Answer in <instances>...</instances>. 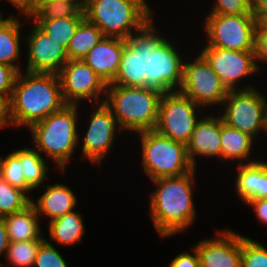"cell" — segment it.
<instances>
[{
    "label": "cell",
    "mask_w": 267,
    "mask_h": 267,
    "mask_svg": "<svg viewBox=\"0 0 267 267\" xmlns=\"http://www.w3.org/2000/svg\"><path fill=\"white\" fill-rule=\"evenodd\" d=\"M195 172L194 169L183 175L152 180L157 188L150 196L149 214L161 238L182 233L195 221L197 211L192 193Z\"/></svg>",
    "instance_id": "1"
},
{
    "label": "cell",
    "mask_w": 267,
    "mask_h": 267,
    "mask_svg": "<svg viewBox=\"0 0 267 267\" xmlns=\"http://www.w3.org/2000/svg\"><path fill=\"white\" fill-rule=\"evenodd\" d=\"M10 101L14 126L28 128L66 105L58 74L27 71L18 73Z\"/></svg>",
    "instance_id": "2"
},
{
    "label": "cell",
    "mask_w": 267,
    "mask_h": 267,
    "mask_svg": "<svg viewBox=\"0 0 267 267\" xmlns=\"http://www.w3.org/2000/svg\"><path fill=\"white\" fill-rule=\"evenodd\" d=\"M163 93L151 87L107 85L104 104L112 111L121 130H154Z\"/></svg>",
    "instance_id": "3"
},
{
    "label": "cell",
    "mask_w": 267,
    "mask_h": 267,
    "mask_svg": "<svg viewBox=\"0 0 267 267\" xmlns=\"http://www.w3.org/2000/svg\"><path fill=\"white\" fill-rule=\"evenodd\" d=\"M77 109L78 105L66 104L61 110L28 128L35 143L34 148L53 159L61 172L65 171L79 141Z\"/></svg>",
    "instance_id": "4"
},
{
    "label": "cell",
    "mask_w": 267,
    "mask_h": 267,
    "mask_svg": "<svg viewBox=\"0 0 267 267\" xmlns=\"http://www.w3.org/2000/svg\"><path fill=\"white\" fill-rule=\"evenodd\" d=\"M151 11L146 0H89L84 15L104 37L127 40L152 19Z\"/></svg>",
    "instance_id": "5"
},
{
    "label": "cell",
    "mask_w": 267,
    "mask_h": 267,
    "mask_svg": "<svg viewBox=\"0 0 267 267\" xmlns=\"http://www.w3.org/2000/svg\"><path fill=\"white\" fill-rule=\"evenodd\" d=\"M137 134L141 143L143 171L150 180L183 175L196 168L189 159L187 145L155 130Z\"/></svg>",
    "instance_id": "6"
},
{
    "label": "cell",
    "mask_w": 267,
    "mask_h": 267,
    "mask_svg": "<svg viewBox=\"0 0 267 267\" xmlns=\"http://www.w3.org/2000/svg\"><path fill=\"white\" fill-rule=\"evenodd\" d=\"M184 61L175 45L159 34L151 19L147 23L146 87L162 93L178 91L182 84Z\"/></svg>",
    "instance_id": "7"
},
{
    "label": "cell",
    "mask_w": 267,
    "mask_h": 267,
    "mask_svg": "<svg viewBox=\"0 0 267 267\" xmlns=\"http://www.w3.org/2000/svg\"><path fill=\"white\" fill-rule=\"evenodd\" d=\"M222 104L225 107L220 117L228 126L254 139L259 131L267 133V99L254 86L228 91Z\"/></svg>",
    "instance_id": "8"
},
{
    "label": "cell",
    "mask_w": 267,
    "mask_h": 267,
    "mask_svg": "<svg viewBox=\"0 0 267 267\" xmlns=\"http://www.w3.org/2000/svg\"><path fill=\"white\" fill-rule=\"evenodd\" d=\"M205 18L203 23L208 37L205 47L255 51L257 21L253 14H209Z\"/></svg>",
    "instance_id": "9"
},
{
    "label": "cell",
    "mask_w": 267,
    "mask_h": 267,
    "mask_svg": "<svg viewBox=\"0 0 267 267\" xmlns=\"http://www.w3.org/2000/svg\"><path fill=\"white\" fill-rule=\"evenodd\" d=\"M201 107L179 91L161 95L155 131L185 145L190 141Z\"/></svg>",
    "instance_id": "10"
},
{
    "label": "cell",
    "mask_w": 267,
    "mask_h": 267,
    "mask_svg": "<svg viewBox=\"0 0 267 267\" xmlns=\"http://www.w3.org/2000/svg\"><path fill=\"white\" fill-rule=\"evenodd\" d=\"M189 62H184L182 84L178 91L200 107L222 105L228 89L218 74L201 54Z\"/></svg>",
    "instance_id": "11"
},
{
    "label": "cell",
    "mask_w": 267,
    "mask_h": 267,
    "mask_svg": "<svg viewBox=\"0 0 267 267\" xmlns=\"http://www.w3.org/2000/svg\"><path fill=\"white\" fill-rule=\"evenodd\" d=\"M66 104L78 105L83 100L104 103L107 85L82 59L68 60L58 73Z\"/></svg>",
    "instance_id": "12"
},
{
    "label": "cell",
    "mask_w": 267,
    "mask_h": 267,
    "mask_svg": "<svg viewBox=\"0 0 267 267\" xmlns=\"http://www.w3.org/2000/svg\"><path fill=\"white\" fill-rule=\"evenodd\" d=\"M200 54L218 74L228 91L237 90L236 87L241 79L257 74L260 70L255 60L254 51H233L217 47H204Z\"/></svg>",
    "instance_id": "13"
},
{
    "label": "cell",
    "mask_w": 267,
    "mask_h": 267,
    "mask_svg": "<svg viewBox=\"0 0 267 267\" xmlns=\"http://www.w3.org/2000/svg\"><path fill=\"white\" fill-rule=\"evenodd\" d=\"M88 123L89 127L82 141V159L99 165L113 148L117 131L122 130L112 111L104 103L93 108Z\"/></svg>",
    "instance_id": "14"
},
{
    "label": "cell",
    "mask_w": 267,
    "mask_h": 267,
    "mask_svg": "<svg viewBox=\"0 0 267 267\" xmlns=\"http://www.w3.org/2000/svg\"><path fill=\"white\" fill-rule=\"evenodd\" d=\"M26 40L28 46L27 72L58 74L69 60L67 50L48 37L35 23Z\"/></svg>",
    "instance_id": "15"
},
{
    "label": "cell",
    "mask_w": 267,
    "mask_h": 267,
    "mask_svg": "<svg viewBox=\"0 0 267 267\" xmlns=\"http://www.w3.org/2000/svg\"><path fill=\"white\" fill-rule=\"evenodd\" d=\"M125 41L118 73L109 85L146 87L147 24Z\"/></svg>",
    "instance_id": "16"
},
{
    "label": "cell",
    "mask_w": 267,
    "mask_h": 267,
    "mask_svg": "<svg viewBox=\"0 0 267 267\" xmlns=\"http://www.w3.org/2000/svg\"><path fill=\"white\" fill-rule=\"evenodd\" d=\"M194 247L201 267H241V234L231 229L218 230Z\"/></svg>",
    "instance_id": "17"
},
{
    "label": "cell",
    "mask_w": 267,
    "mask_h": 267,
    "mask_svg": "<svg viewBox=\"0 0 267 267\" xmlns=\"http://www.w3.org/2000/svg\"><path fill=\"white\" fill-rule=\"evenodd\" d=\"M125 44L124 39L104 37L82 60L96 72L106 85H109L118 73Z\"/></svg>",
    "instance_id": "18"
},
{
    "label": "cell",
    "mask_w": 267,
    "mask_h": 267,
    "mask_svg": "<svg viewBox=\"0 0 267 267\" xmlns=\"http://www.w3.org/2000/svg\"><path fill=\"white\" fill-rule=\"evenodd\" d=\"M220 116L206 115L197 122L187 144V153L192 165L197 156L221 158ZM197 155V156H196Z\"/></svg>",
    "instance_id": "19"
},
{
    "label": "cell",
    "mask_w": 267,
    "mask_h": 267,
    "mask_svg": "<svg viewBox=\"0 0 267 267\" xmlns=\"http://www.w3.org/2000/svg\"><path fill=\"white\" fill-rule=\"evenodd\" d=\"M238 163L235 190L246 203L252 199L267 198V162L251 160L248 164Z\"/></svg>",
    "instance_id": "20"
},
{
    "label": "cell",
    "mask_w": 267,
    "mask_h": 267,
    "mask_svg": "<svg viewBox=\"0 0 267 267\" xmlns=\"http://www.w3.org/2000/svg\"><path fill=\"white\" fill-rule=\"evenodd\" d=\"M46 188L36 202L31 200V204L35 207L40 218L47 215L50 217L49 222H51L66 213L74 211L77 199L69 186L56 183L48 185Z\"/></svg>",
    "instance_id": "21"
},
{
    "label": "cell",
    "mask_w": 267,
    "mask_h": 267,
    "mask_svg": "<svg viewBox=\"0 0 267 267\" xmlns=\"http://www.w3.org/2000/svg\"><path fill=\"white\" fill-rule=\"evenodd\" d=\"M2 218L5 222L10 242L45 239L39 225L40 217L32 204L22 211L6 215Z\"/></svg>",
    "instance_id": "22"
},
{
    "label": "cell",
    "mask_w": 267,
    "mask_h": 267,
    "mask_svg": "<svg viewBox=\"0 0 267 267\" xmlns=\"http://www.w3.org/2000/svg\"><path fill=\"white\" fill-rule=\"evenodd\" d=\"M220 139V160H243L245 164H248L249 155H251L253 142L255 141L253 137L228 126L220 117Z\"/></svg>",
    "instance_id": "23"
},
{
    "label": "cell",
    "mask_w": 267,
    "mask_h": 267,
    "mask_svg": "<svg viewBox=\"0 0 267 267\" xmlns=\"http://www.w3.org/2000/svg\"><path fill=\"white\" fill-rule=\"evenodd\" d=\"M20 27L19 18L12 15L0 22V63L14 67L18 72L21 67L15 62L20 60V39H24Z\"/></svg>",
    "instance_id": "24"
},
{
    "label": "cell",
    "mask_w": 267,
    "mask_h": 267,
    "mask_svg": "<svg viewBox=\"0 0 267 267\" xmlns=\"http://www.w3.org/2000/svg\"><path fill=\"white\" fill-rule=\"evenodd\" d=\"M48 224L50 239L60 245H75L81 241L85 232L82 216L75 210L52 220Z\"/></svg>",
    "instance_id": "25"
},
{
    "label": "cell",
    "mask_w": 267,
    "mask_h": 267,
    "mask_svg": "<svg viewBox=\"0 0 267 267\" xmlns=\"http://www.w3.org/2000/svg\"><path fill=\"white\" fill-rule=\"evenodd\" d=\"M20 160L23 175L28 186L34 191L47 179L48 165L45 158L34 147L12 151Z\"/></svg>",
    "instance_id": "26"
},
{
    "label": "cell",
    "mask_w": 267,
    "mask_h": 267,
    "mask_svg": "<svg viewBox=\"0 0 267 267\" xmlns=\"http://www.w3.org/2000/svg\"><path fill=\"white\" fill-rule=\"evenodd\" d=\"M103 38L102 31L84 18L77 27L67 49L69 60L82 59Z\"/></svg>",
    "instance_id": "27"
},
{
    "label": "cell",
    "mask_w": 267,
    "mask_h": 267,
    "mask_svg": "<svg viewBox=\"0 0 267 267\" xmlns=\"http://www.w3.org/2000/svg\"><path fill=\"white\" fill-rule=\"evenodd\" d=\"M85 16H73L52 20H34V22L48 37L60 43L66 50L71 39Z\"/></svg>",
    "instance_id": "28"
},
{
    "label": "cell",
    "mask_w": 267,
    "mask_h": 267,
    "mask_svg": "<svg viewBox=\"0 0 267 267\" xmlns=\"http://www.w3.org/2000/svg\"><path fill=\"white\" fill-rule=\"evenodd\" d=\"M73 16H85L76 4L57 0H36L33 12L27 17L33 20H52Z\"/></svg>",
    "instance_id": "29"
},
{
    "label": "cell",
    "mask_w": 267,
    "mask_h": 267,
    "mask_svg": "<svg viewBox=\"0 0 267 267\" xmlns=\"http://www.w3.org/2000/svg\"><path fill=\"white\" fill-rule=\"evenodd\" d=\"M45 239H33L30 241L9 242L5 257L8 262H0V266L12 265L13 267H33L40 244Z\"/></svg>",
    "instance_id": "30"
},
{
    "label": "cell",
    "mask_w": 267,
    "mask_h": 267,
    "mask_svg": "<svg viewBox=\"0 0 267 267\" xmlns=\"http://www.w3.org/2000/svg\"><path fill=\"white\" fill-rule=\"evenodd\" d=\"M31 198L10 185L0 176V216L1 218L22 211L31 204Z\"/></svg>",
    "instance_id": "31"
},
{
    "label": "cell",
    "mask_w": 267,
    "mask_h": 267,
    "mask_svg": "<svg viewBox=\"0 0 267 267\" xmlns=\"http://www.w3.org/2000/svg\"><path fill=\"white\" fill-rule=\"evenodd\" d=\"M0 176L26 195L28 192H32L25 181L22 164L13 152H10L6 157H0Z\"/></svg>",
    "instance_id": "32"
},
{
    "label": "cell",
    "mask_w": 267,
    "mask_h": 267,
    "mask_svg": "<svg viewBox=\"0 0 267 267\" xmlns=\"http://www.w3.org/2000/svg\"><path fill=\"white\" fill-rule=\"evenodd\" d=\"M241 267H267V249L260 242L241 235Z\"/></svg>",
    "instance_id": "33"
},
{
    "label": "cell",
    "mask_w": 267,
    "mask_h": 267,
    "mask_svg": "<svg viewBox=\"0 0 267 267\" xmlns=\"http://www.w3.org/2000/svg\"><path fill=\"white\" fill-rule=\"evenodd\" d=\"M33 267H68L54 244L45 239L37 251Z\"/></svg>",
    "instance_id": "34"
},
{
    "label": "cell",
    "mask_w": 267,
    "mask_h": 267,
    "mask_svg": "<svg viewBox=\"0 0 267 267\" xmlns=\"http://www.w3.org/2000/svg\"><path fill=\"white\" fill-rule=\"evenodd\" d=\"M213 4L210 14H253L252 0H215Z\"/></svg>",
    "instance_id": "35"
},
{
    "label": "cell",
    "mask_w": 267,
    "mask_h": 267,
    "mask_svg": "<svg viewBox=\"0 0 267 267\" xmlns=\"http://www.w3.org/2000/svg\"><path fill=\"white\" fill-rule=\"evenodd\" d=\"M255 60L267 63V23H257L255 29Z\"/></svg>",
    "instance_id": "36"
},
{
    "label": "cell",
    "mask_w": 267,
    "mask_h": 267,
    "mask_svg": "<svg viewBox=\"0 0 267 267\" xmlns=\"http://www.w3.org/2000/svg\"><path fill=\"white\" fill-rule=\"evenodd\" d=\"M18 73L14 67L0 63V94H12Z\"/></svg>",
    "instance_id": "37"
},
{
    "label": "cell",
    "mask_w": 267,
    "mask_h": 267,
    "mask_svg": "<svg viewBox=\"0 0 267 267\" xmlns=\"http://www.w3.org/2000/svg\"><path fill=\"white\" fill-rule=\"evenodd\" d=\"M193 254L189 252H182L177 255L168 267H201L199 254L195 247H192Z\"/></svg>",
    "instance_id": "38"
},
{
    "label": "cell",
    "mask_w": 267,
    "mask_h": 267,
    "mask_svg": "<svg viewBox=\"0 0 267 267\" xmlns=\"http://www.w3.org/2000/svg\"><path fill=\"white\" fill-rule=\"evenodd\" d=\"M11 94H0V128L13 125L11 116Z\"/></svg>",
    "instance_id": "39"
},
{
    "label": "cell",
    "mask_w": 267,
    "mask_h": 267,
    "mask_svg": "<svg viewBox=\"0 0 267 267\" xmlns=\"http://www.w3.org/2000/svg\"><path fill=\"white\" fill-rule=\"evenodd\" d=\"M245 204L251 206L256 214V218L263 224L267 225V198L252 199Z\"/></svg>",
    "instance_id": "40"
},
{
    "label": "cell",
    "mask_w": 267,
    "mask_h": 267,
    "mask_svg": "<svg viewBox=\"0 0 267 267\" xmlns=\"http://www.w3.org/2000/svg\"><path fill=\"white\" fill-rule=\"evenodd\" d=\"M252 13L257 23H267V0H252Z\"/></svg>",
    "instance_id": "41"
},
{
    "label": "cell",
    "mask_w": 267,
    "mask_h": 267,
    "mask_svg": "<svg viewBox=\"0 0 267 267\" xmlns=\"http://www.w3.org/2000/svg\"><path fill=\"white\" fill-rule=\"evenodd\" d=\"M14 7L18 9L21 16L24 14L26 18L33 12L36 0H8Z\"/></svg>",
    "instance_id": "42"
},
{
    "label": "cell",
    "mask_w": 267,
    "mask_h": 267,
    "mask_svg": "<svg viewBox=\"0 0 267 267\" xmlns=\"http://www.w3.org/2000/svg\"><path fill=\"white\" fill-rule=\"evenodd\" d=\"M9 238L7 228L3 218L0 219V256L6 253L7 247L9 246Z\"/></svg>",
    "instance_id": "43"
},
{
    "label": "cell",
    "mask_w": 267,
    "mask_h": 267,
    "mask_svg": "<svg viewBox=\"0 0 267 267\" xmlns=\"http://www.w3.org/2000/svg\"><path fill=\"white\" fill-rule=\"evenodd\" d=\"M62 2H70L76 4L81 10L84 11L85 7L87 6V3L89 0H57Z\"/></svg>",
    "instance_id": "44"
},
{
    "label": "cell",
    "mask_w": 267,
    "mask_h": 267,
    "mask_svg": "<svg viewBox=\"0 0 267 267\" xmlns=\"http://www.w3.org/2000/svg\"><path fill=\"white\" fill-rule=\"evenodd\" d=\"M2 16H3V13L0 10V22L4 19Z\"/></svg>",
    "instance_id": "45"
}]
</instances>
